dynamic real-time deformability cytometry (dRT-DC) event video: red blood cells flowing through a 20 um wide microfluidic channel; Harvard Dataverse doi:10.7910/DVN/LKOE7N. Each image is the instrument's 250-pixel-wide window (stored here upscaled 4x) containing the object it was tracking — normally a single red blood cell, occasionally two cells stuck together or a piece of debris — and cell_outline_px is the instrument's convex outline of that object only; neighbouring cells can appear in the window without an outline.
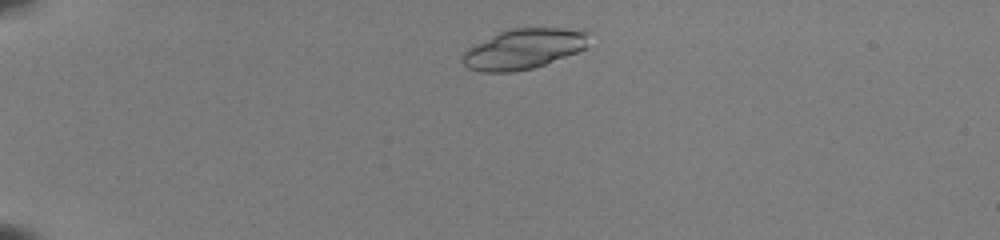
{"species": "common noctule bat (a hibernating species)", "species_latin": "Nyctalus noctula", "temperature_condition": "room temperature", "stored_images_in_passage": 43, "camera_frame_rate_fps": 3000, "um_per_image_px": 0.085, "animal": {"sex": "female", "body_mass_g": 22.0, "forearm_length_mm": 56.7}, "frame": {"image": 1, "passage_image": 4, "time_ms": 1.0, "image_size_px": [1000, 240], "cell_outline_px": [[592, 32], [588, 48], [544, 64], [532, 68], [512, 72], [480, 72], [468, 68], [460, 60], [460, 56], [472, 44], [508, 28], [560, 28]], "centroid_in_image_um": [44.51, 4.15], "position_along_channel_um": 40.5, "area_um2": 30.06}}